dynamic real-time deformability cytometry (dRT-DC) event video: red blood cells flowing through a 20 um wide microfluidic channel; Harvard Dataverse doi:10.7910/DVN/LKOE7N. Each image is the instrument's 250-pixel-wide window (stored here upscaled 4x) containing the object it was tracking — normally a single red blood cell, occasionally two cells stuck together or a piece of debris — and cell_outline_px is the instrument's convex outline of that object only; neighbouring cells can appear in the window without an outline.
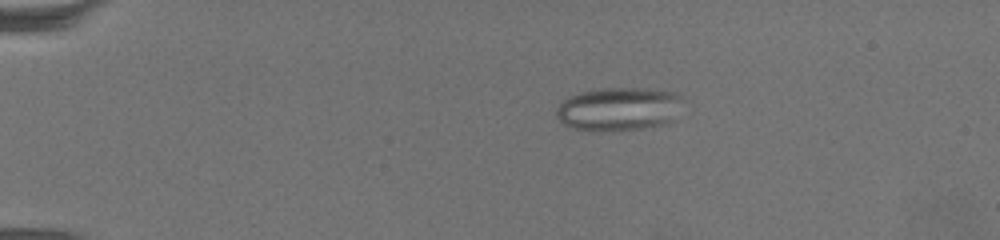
{"species": "common noctule bat (a hibernating species)", "species_latin": "Nyctalus noctula", "temperature_condition": "warm", "stored_images_in_passage": 53, "camera_frame_rate_fps": 3000, "um_per_image_px": 0.085, "animal": {"sex": "female", "body_mass_g": 19.5, "forearm_length_mm": 54.1}, "frame": {"image": 1, "passage_image": 1, "time_ms": 0.0, "image_size_px": [1000, 240], "cell_outline_px": [[684, 100], [676, 120], [664, 124], [640, 128], [600, 132], [572, 128], [564, 124], [556, 116], [556, 108], [564, 100], [580, 92], [596, 88], [644, 88], [676, 92]], "centroid_in_image_um": [52.64, 9.26], "position_along_channel_um": 32.4, "area_um2": 32.48}}
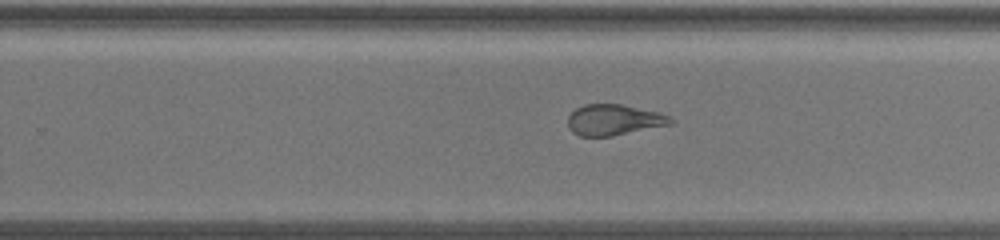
{"frame": {"image": 2, "passage_image": 31, "time_ms": 10.0, "image_size_px": [1000, 240], "cell_outline_px": [[672, 124], [612, 136], [580, 136], [572, 132], [568, 128], [568, 116], [576, 108], [584, 104], [620, 104], [660, 112], [668, 116], [672, 120]], "centroid_in_image_um": [52.15, 10.19], "position_along_channel_um": 277.6, "area_um2": 18.44}}
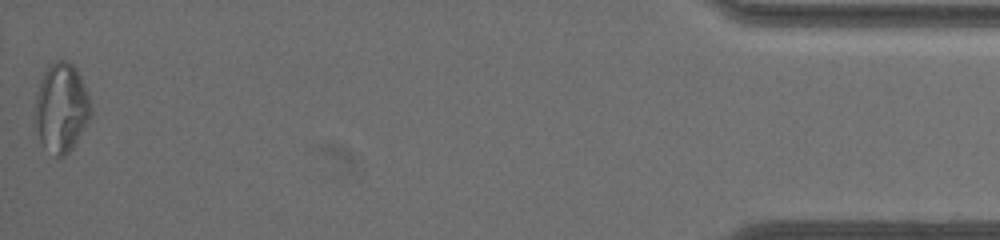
{"frame": {"image": 3, "passage_image": 53, "time_ms": 17.333, "image_size_px": [1000, 240], "cell_outline_px": [[92, 112], [88, 120], [72, 148], [64, 156], [56, 160], [40, 140], [36, 128], [36, 92], [40, 80], [48, 64], [56, 60], [68, 60], [76, 68], [80, 76], [88, 96]], "centroid_in_image_um": [5.2, 9.15], "position_along_channel_um": 430.0, "area_um2": 28.78}, "authors_computed_cell_mechanics": {"area_um2": 23.3512, "velocity_mm_per_s": 3.2073, "shape_relaxation_time_tau1_ms": null, "shape_relaxation_time_tau2_ms": 1.3684, "deformation_change_tau1": null, "deformation_change_tau2": 0.0989}}